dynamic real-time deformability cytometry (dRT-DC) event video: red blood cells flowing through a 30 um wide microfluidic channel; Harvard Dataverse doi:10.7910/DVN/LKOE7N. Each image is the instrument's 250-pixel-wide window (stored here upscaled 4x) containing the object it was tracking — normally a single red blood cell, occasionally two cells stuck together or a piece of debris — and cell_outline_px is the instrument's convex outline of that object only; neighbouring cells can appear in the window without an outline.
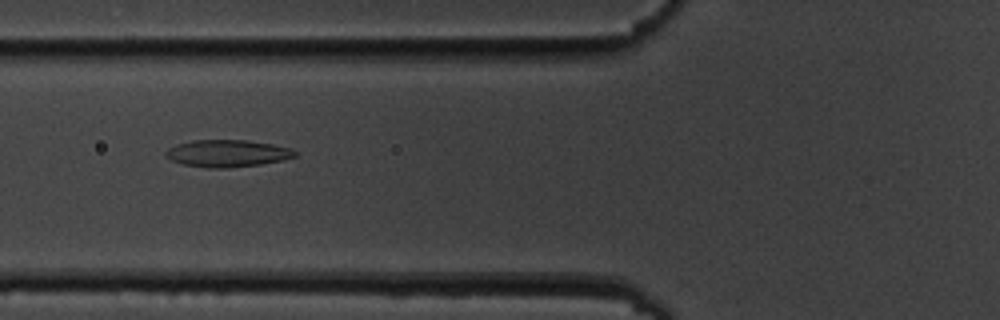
{"species": "common noctule bat (a hibernating species)", "species_latin": "Nyctalus noctula", "temperature_condition": "cold", "stored_images_in_passage": 5, "camera_frame_rate_fps": 3000, "um_per_image_px": 0.085, "animal": {"sex": "male", "body_mass_g": 19.5, "forearm_length_mm": 54.6}, "frame": {"image": 1, "passage_image": 4, "time_ms": 3.333, "image_size_px": [1000, 320], "cell_outline_px": [[296, 156], [284, 160], [260, 164], [228, 168], [208, 168], [184, 164], [172, 160], [164, 156], [164, 152], [168, 148], [176, 144], [192, 140], [248, 140], [272, 144], [292, 148], [296, 152]], "centroid_in_image_um": [19.32, 13.03], "position_along_channel_um": 106.5, "area_um2": 20.52}}
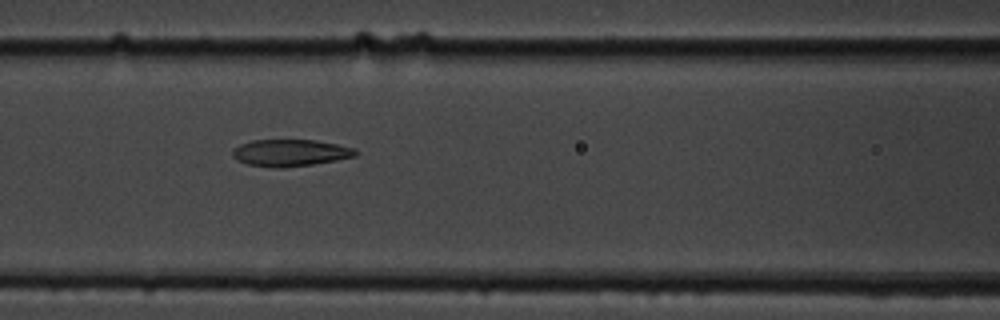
{"frame": {"image": 2, "passage_image": 5, "time_ms": 4.333, "image_size_px": [1000, 320], "cell_outline_px": [[356, 156], [336, 160], [312, 164], [280, 168], [276, 168], [248, 164], [236, 160], [232, 156], [232, 152], [240, 144], [252, 140], [316, 140], [356, 148]], "centroid_in_image_um": [24.67, 12.98], "position_along_channel_um": 141.9, "area_um2": 19.13}}